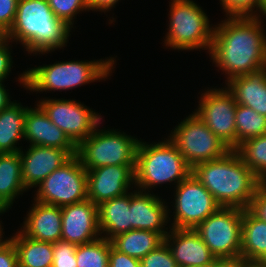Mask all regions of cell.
Instances as JSON below:
<instances>
[{
	"label": "cell",
	"instance_id": "1",
	"mask_svg": "<svg viewBox=\"0 0 266 267\" xmlns=\"http://www.w3.org/2000/svg\"><path fill=\"white\" fill-rule=\"evenodd\" d=\"M261 19L227 17L214 25L209 56L226 75L225 83L266 69V32Z\"/></svg>",
	"mask_w": 266,
	"mask_h": 267
},
{
	"label": "cell",
	"instance_id": "2",
	"mask_svg": "<svg viewBox=\"0 0 266 267\" xmlns=\"http://www.w3.org/2000/svg\"><path fill=\"white\" fill-rule=\"evenodd\" d=\"M192 174L221 207L248 209L263 184L235 150L219 159L197 164Z\"/></svg>",
	"mask_w": 266,
	"mask_h": 267
},
{
	"label": "cell",
	"instance_id": "3",
	"mask_svg": "<svg viewBox=\"0 0 266 267\" xmlns=\"http://www.w3.org/2000/svg\"><path fill=\"white\" fill-rule=\"evenodd\" d=\"M71 30L54 15L47 0H18L14 23L4 36L36 56L63 49Z\"/></svg>",
	"mask_w": 266,
	"mask_h": 267
},
{
	"label": "cell",
	"instance_id": "4",
	"mask_svg": "<svg viewBox=\"0 0 266 267\" xmlns=\"http://www.w3.org/2000/svg\"><path fill=\"white\" fill-rule=\"evenodd\" d=\"M116 58L93 61H58L25 70L18 75L19 84L28 91H66L90 82L106 80L112 75Z\"/></svg>",
	"mask_w": 266,
	"mask_h": 267
},
{
	"label": "cell",
	"instance_id": "5",
	"mask_svg": "<svg viewBox=\"0 0 266 267\" xmlns=\"http://www.w3.org/2000/svg\"><path fill=\"white\" fill-rule=\"evenodd\" d=\"M164 139L166 140L149 144L140 138L134 171V188L137 187L139 191L150 192L152 188L165 183H172L175 188L192 173V168L179 150L168 138Z\"/></svg>",
	"mask_w": 266,
	"mask_h": 267
},
{
	"label": "cell",
	"instance_id": "6",
	"mask_svg": "<svg viewBox=\"0 0 266 267\" xmlns=\"http://www.w3.org/2000/svg\"><path fill=\"white\" fill-rule=\"evenodd\" d=\"M169 7V28L163 41L166 48L178 51L202 49L209 54L215 26L210 25L203 8L193 0H171Z\"/></svg>",
	"mask_w": 266,
	"mask_h": 267
},
{
	"label": "cell",
	"instance_id": "7",
	"mask_svg": "<svg viewBox=\"0 0 266 267\" xmlns=\"http://www.w3.org/2000/svg\"><path fill=\"white\" fill-rule=\"evenodd\" d=\"M76 146V156L86 170L101 166H136V151L140 139L118 129H98Z\"/></svg>",
	"mask_w": 266,
	"mask_h": 267
},
{
	"label": "cell",
	"instance_id": "8",
	"mask_svg": "<svg viewBox=\"0 0 266 267\" xmlns=\"http://www.w3.org/2000/svg\"><path fill=\"white\" fill-rule=\"evenodd\" d=\"M169 134L168 139L191 168L219 159L231 150L194 112L178 122Z\"/></svg>",
	"mask_w": 266,
	"mask_h": 267
},
{
	"label": "cell",
	"instance_id": "9",
	"mask_svg": "<svg viewBox=\"0 0 266 267\" xmlns=\"http://www.w3.org/2000/svg\"><path fill=\"white\" fill-rule=\"evenodd\" d=\"M34 200L63 207L88 199L87 171L74 155L38 186Z\"/></svg>",
	"mask_w": 266,
	"mask_h": 267
},
{
	"label": "cell",
	"instance_id": "10",
	"mask_svg": "<svg viewBox=\"0 0 266 267\" xmlns=\"http://www.w3.org/2000/svg\"><path fill=\"white\" fill-rule=\"evenodd\" d=\"M243 209L220 207L194 230L216 258L240 257Z\"/></svg>",
	"mask_w": 266,
	"mask_h": 267
},
{
	"label": "cell",
	"instance_id": "11",
	"mask_svg": "<svg viewBox=\"0 0 266 267\" xmlns=\"http://www.w3.org/2000/svg\"><path fill=\"white\" fill-rule=\"evenodd\" d=\"M174 197L171 228L194 229L221 207L192 173L175 187Z\"/></svg>",
	"mask_w": 266,
	"mask_h": 267
},
{
	"label": "cell",
	"instance_id": "12",
	"mask_svg": "<svg viewBox=\"0 0 266 267\" xmlns=\"http://www.w3.org/2000/svg\"><path fill=\"white\" fill-rule=\"evenodd\" d=\"M37 104L76 146L92 134L103 118L101 114L75 99L45 97Z\"/></svg>",
	"mask_w": 266,
	"mask_h": 267
},
{
	"label": "cell",
	"instance_id": "13",
	"mask_svg": "<svg viewBox=\"0 0 266 267\" xmlns=\"http://www.w3.org/2000/svg\"><path fill=\"white\" fill-rule=\"evenodd\" d=\"M198 103L194 113L224 144L234 150L236 148L237 103L226 86L218 89L208 87L200 95Z\"/></svg>",
	"mask_w": 266,
	"mask_h": 267
},
{
	"label": "cell",
	"instance_id": "14",
	"mask_svg": "<svg viewBox=\"0 0 266 267\" xmlns=\"http://www.w3.org/2000/svg\"><path fill=\"white\" fill-rule=\"evenodd\" d=\"M135 168L136 166L113 165L86 170L88 199L98 206L128 193L135 185Z\"/></svg>",
	"mask_w": 266,
	"mask_h": 267
},
{
	"label": "cell",
	"instance_id": "15",
	"mask_svg": "<svg viewBox=\"0 0 266 267\" xmlns=\"http://www.w3.org/2000/svg\"><path fill=\"white\" fill-rule=\"evenodd\" d=\"M61 240L81 245L93 242L101 237L99 229L98 206L86 199L61 207Z\"/></svg>",
	"mask_w": 266,
	"mask_h": 267
},
{
	"label": "cell",
	"instance_id": "16",
	"mask_svg": "<svg viewBox=\"0 0 266 267\" xmlns=\"http://www.w3.org/2000/svg\"><path fill=\"white\" fill-rule=\"evenodd\" d=\"M151 192L130 191L131 230L154 231L165 238L169 232L165 226L171 222L169 214L172 211L161 196Z\"/></svg>",
	"mask_w": 266,
	"mask_h": 267
},
{
	"label": "cell",
	"instance_id": "17",
	"mask_svg": "<svg viewBox=\"0 0 266 267\" xmlns=\"http://www.w3.org/2000/svg\"><path fill=\"white\" fill-rule=\"evenodd\" d=\"M27 150V151H26ZM19 151L22 178L27 190L36 188L54 170L66 163L72 155L59 148L29 145Z\"/></svg>",
	"mask_w": 266,
	"mask_h": 267
},
{
	"label": "cell",
	"instance_id": "18",
	"mask_svg": "<svg viewBox=\"0 0 266 267\" xmlns=\"http://www.w3.org/2000/svg\"><path fill=\"white\" fill-rule=\"evenodd\" d=\"M164 242L178 267H197L211 264L216 257L194 229L171 228Z\"/></svg>",
	"mask_w": 266,
	"mask_h": 267
},
{
	"label": "cell",
	"instance_id": "19",
	"mask_svg": "<svg viewBox=\"0 0 266 267\" xmlns=\"http://www.w3.org/2000/svg\"><path fill=\"white\" fill-rule=\"evenodd\" d=\"M24 139L30 145L59 148L76 155V145L51 122L44 110L36 104L28 107L25 115Z\"/></svg>",
	"mask_w": 266,
	"mask_h": 267
},
{
	"label": "cell",
	"instance_id": "20",
	"mask_svg": "<svg viewBox=\"0 0 266 267\" xmlns=\"http://www.w3.org/2000/svg\"><path fill=\"white\" fill-rule=\"evenodd\" d=\"M27 211L20 232L35 240L55 243L61 240L62 213L61 207L33 201Z\"/></svg>",
	"mask_w": 266,
	"mask_h": 267
},
{
	"label": "cell",
	"instance_id": "21",
	"mask_svg": "<svg viewBox=\"0 0 266 267\" xmlns=\"http://www.w3.org/2000/svg\"><path fill=\"white\" fill-rule=\"evenodd\" d=\"M225 85L237 104L250 107L266 117V69L235 77Z\"/></svg>",
	"mask_w": 266,
	"mask_h": 267
},
{
	"label": "cell",
	"instance_id": "22",
	"mask_svg": "<svg viewBox=\"0 0 266 267\" xmlns=\"http://www.w3.org/2000/svg\"><path fill=\"white\" fill-rule=\"evenodd\" d=\"M98 216L102 238L110 241L113 237L130 231V191L98 205Z\"/></svg>",
	"mask_w": 266,
	"mask_h": 267
},
{
	"label": "cell",
	"instance_id": "23",
	"mask_svg": "<svg viewBox=\"0 0 266 267\" xmlns=\"http://www.w3.org/2000/svg\"><path fill=\"white\" fill-rule=\"evenodd\" d=\"M25 191L19 152L0 153V209H11Z\"/></svg>",
	"mask_w": 266,
	"mask_h": 267
},
{
	"label": "cell",
	"instance_id": "24",
	"mask_svg": "<svg viewBox=\"0 0 266 267\" xmlns=\"http://www.w3.org/2000/svg\"><path fill=\"white\" fill-rule=\"evenodd\" d=\"M14 100L0 111V153H15L22 149L17 143L24 141L25 115L28 106L24 107Z\"/></svg>",
	"mask_w": 266,
	"mask_h": 267
},
{
	"label": "cell",
	"instance_id": "25",
	"mask_svg": "<svg viewBox=\"0 0 266 267\" xmlns=\"http://www.w3.org/2000/svg\"><path fill=\"white\" fill-rule=\"evenodd\" d=\"M266 253V222L243 209L240 257L256 263Z\"/></svg>",
	"mask_w": 266,
	"mask_h": 267
},
{
	"label": "cell",
	"instance_id": "26",
	"mask_svg": "<svg viewBox=\"0 0 266 267\" xmlns=\"http://www.w3.org/2000/svg\"><path fill=\"white\" fill-rule=\"evenodd\" d=\"M11 240L16 249L18 267H52L53 243L31 239L19 229Z\"/></svg>",
	"mask_w": 266,
	"mask_h": 267
},
{
	"label": "cell",
	"instance_id": "27",
	"mask_svg": "<svg viewBox=\"0 0 266 267\" xmlns=\"http://www.w3.org/2000/svg\"><path fill=\"white\" fill-rule=\"evenodd\" d=\"M164 239L160 233L154 231L132 229L113 237L110 242L117 251L141 260L163 244Z\"/></svg>",
	"mask_w": 266,
	"mask_h": 267
},
{
	"label": "cell",
	"instance_id": "28",
	"mask_svg": "<svg viewBox=\"0 0 266 267\" xmlns=\"http://www.w3.org/2000/svg\"><path fill=\"white\" fill-rule=\"evenodd\" d=\"M234 150L246 166L266 183V134L245 140Z\"/></svg>",
	"mask_w": 266,
	"mask_h": 267
},
{
	"label": "cell",
	"instance_id": "29",
	"mask_svg": "<svg viewBox=\"0 0 266 267\" xmlns=\"http://www.w3.org/2000/svg\"><path fill=\"white\" fill-rule=\"evenodd\" d=\"M236 147L245 140L266 134V117L250 107L237 104Z\"/></svg>",
	"mask_w": 266,
	"mask_h": 267
},
{
	"label": "cell",
	"instance_id": "30",
	"mask_svg": "<svg viewBox=\"0 0 266 267\" xmlns=\"http://www.w3.org/2000/svg\"><path fill=\"white\" fill-rule=\"evenodd\" d=\"M111 247V242L102 237L87 244L77 245V267H109Z\"/></svg>",
	"mask_w": 266,
	"mask_h": 267
},
{
	"label": "cell",
	"instance_id": "31",
	"mask_svg": "<svg viewBox=\"0 0 266 267\" xmlns=\"http://www.w3.org/2000/svg\"><path fill=\"white\" fill-rule=\"evenodd\" d=\"M47 2L54 15L71 28H74V19L80 11H90L87 0H47Z\"/></svg>",
	"mask_w": 266,
	"mask_h": 267
},
{
	"label": "cell",
	"instance_id": "32",
	"mask_svg": "<svg viewBox=\"0 0 266 267\" xmlns=\"http://www.w3.org/2000/svg\"><path fill=\"white\" fill-rule=\"evenodd\" d=\"M226 17H261L264 0H219ZM256 9V10H255Z\"/></svg>",
	"mask_w": 266,
	"mask_h": 267
},
{
	"label": "cell",
	"instance_id": "33",
	"mask_svg": "<svg viewBox=\"0 0 266 267\" xmlns=\"http://www.w3.org/2000/svg\"><path fill=\"white\" fill-rule=\"evenodd\" d=\"M76 244L64 240L53 243V265L52 267H77L75 251Z\"/></svg>",
	"mask_w": 266,
	"mask_h": 267
},
{
	"label": "cell",
	"instance_id": "34",
	"mask_svg": "<svg viewBox=\"0 0 266 267\" xmlns=\"http://www.w3.org/2000/svg\"><path fill=\"white\" fill-rule=\"evenodd\" d=\"M140 264L141 267H178L165 242L143 257Z\"/></svg>",
	"mask_w": 266,
	"mask_h": 267
},
{
	"label": "cell",
	"instance_id": "35",
	"mask_svg": "<svg viewBox=\"0 0 266 267\" xmlns=\"http://www.w3.org/2000/svg\"><path fill=\"white\" fill-rule=\"evenodd\" d=\"M18 0H0V36H4L12 27Z\"/></svg>",
	"mask_w": 266,
	"mask_h": 267
},
{
	"label": "cell",
	"instance_id": "36",
	"mask_svg": "<svg viewBox=\"0 0 266 267\" xmlns=\"http://www.w3.org/2000/svg\"><path fill=\"white\" fill-rule=\"evenodd\" d=\"M12 41L5 36H0V82H4L8 75L11 73V67L13 64L11 56ZM10 45V46H9Z\"/></svg>",
	"mask_w": 266,
	"mask_h": 267
},
{
	"label": "cell",
	"instance_id": "37",
	"mask_svg": "<svg viewBox=\"0 0 266 267\" xmlns=\"http://www.w3.org/2000/svg\"><path fill=\"white\" fill-rule=\"evenodd\" d=\"M248 209L259 219L266 222V183H263L257 189Z\"/></svg>",
	"mask_w": 266,
	"mask_h": 267
},
{
	"label": "cell",
	"instance_id": "38",
	"mask_svg": "<svg viewBox=\"0 0 266 267\" xmlns=\"http://www.w3.org/2000/svg\"><path fill=\"white\" fill-rule=\"evenodd\" d=\"M109 267H141L140 260L110 248Z\"/></svg>",
	"mask_w": 266,
	"mask_h": 267
},
{
	"label": "cell",
	"instance_id": "39",
	"mask_svg": "<svg viewBox=\"0 0 266 267\" xmlns=\"http://www.w3.org/2000/svg\"><path fill=\"white\" fill-rule=\"evenodd\" d=\"M0 267H18L17 253L12 240L0 250Z\"/></svg>",
	"mask_w": 266,
	"mask_h": 267
},
{
	"label": "cell",
	"instance_id": "40",
	"mask_svg": "<svg viewBox=\"0 0 266 267\" xmlns=\"http://www.w3.org/2000/svg\"><path fill=\"white\" fill-rule=\"evenodd\" d=\"M120 0H87L89 10L110 12Z\"/></svg>",
	"mask_w": 266,
	"mask_h": 267
},
{
	"label": "cell",
	"instance_id": "41",
	"mask_svg": "<svg viewBox=\"0 0 266 267\" xmlns=\"http://www.w3.org/2000/svg\"><path fill=\"white\" fill-rule=\"evenodd\" d=\"M250 262H247L242 257L234 258H216L212 263V267H247Z\"/></svg>",
	"mask_w": 266,
	"mask_h": 267
},
{
	"label": "cell",
	"instance_id": "42",
	"mask_svg": "<svg viewBox=\"0 0 266 267\" xmlns=\"http://www.w3.org/2000/svg\"><path fill=\"white\" fill-rule=\"evenodd\" d=\"M4 82H0V111L8 107L11 103L14 102L11 101V97L9 95L8 89H6L4 86Z\"/></svg>",
	"mask_w": 266,
	"mask_h": 267
},
{
	"label": "cell",
	"instance_id": "43",
	"mask_svg": "<svg viewBox=\"0 0 266 267\" xmlns=\"http://www.w3.org/2000/svg\"><path fill=\"white\" fill-rule=\"evenodd\" d=\"M6 211L8 212V210L0 209V215L4 214ZM2 227L3 226L0 223V250L2 248H4L11 241V236H10V238L9 237H7L6 239L4 238V236H3L4 232H3V228Z\"/></svg>",
	"mask_w": 266,
	"mask_h": 267
},
{
	"label": "cell",
	"instance_id": "44",
	"mask_svg": "<svg viewBox=\"0 0 266 267\" xmlns=\"http://www.w3.org/2000/svg\"><path fill=\"white\" fill-rule=\"evenodd\" d=\"M261 267H266V253L256 262Z\"/></svg>",
	"mask_w": 266,
	"mask_h": 267
},
{
	"label": "cell",
	"instance_id": "45",
	"mask_svg": "<svg viewBox=\"0 0 266 267\" xmlns=\"http://www.w3.org/2000/svg\"><path fill=\"white\" fill-rule=\"evenodd\" d=\"M261 14H262V16L264 15L266 17V0H264V2H263Z\"/></svg>",
	"mask_w": 266,
	"mask_h": 267
},
{
	"label": "cell",
	"instance_id": "46",
	"mask_svg": "<svg viewBox=\"0 0 266 267\" xmlns=\"http://www.w3.org/2000/svg\"><path fill=\"white\" fill-rule=\"evenodd\" d=\"M247 267H261V266L257 265L256 263H250Z\"/></svg>",
	"mask_w": 266,
	"mask_h": 267
},
{
	"label": "cell",
	"instance_id": "47",
	"mask_svg": "<svg viewBox=\"0 0 266 267\" xmlns=\"http://www.w3.org/2000/svg\"><path fill=\"white\" fill-rule=\"evenodd\" d=\"M197 267H212V263L211 264L204 265V266H197Z\"/></svg>",
	"mask_w": 266,
	"mask_h": 267
}]
</instances>
